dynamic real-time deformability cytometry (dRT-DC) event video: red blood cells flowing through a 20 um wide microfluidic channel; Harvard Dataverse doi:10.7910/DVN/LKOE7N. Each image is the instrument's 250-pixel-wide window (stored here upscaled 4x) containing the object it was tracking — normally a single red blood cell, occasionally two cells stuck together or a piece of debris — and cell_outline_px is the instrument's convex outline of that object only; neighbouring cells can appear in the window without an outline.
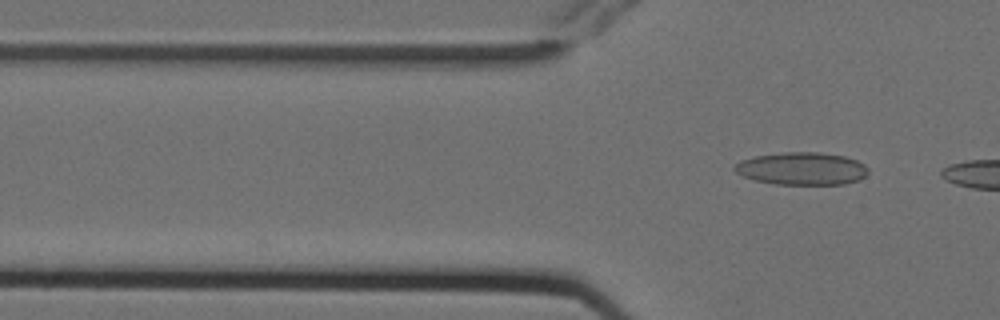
{"species": "Egyptian fruit bat (a non-hibernating species)", "species_latin": "Rousettus aegyptiacus", "temperature_condition": "cold", "stored_images_in_passage": 4, "camera_frame_rate_fps": 3000, "um_per_image_px": 0.085, "animal": {"sex": "female"}, "frame": {"image": 1, "passage_image": 4, "time_ms": 1.0, "image_size_px": [1000, 320], "cell_outline_px": [[868, 172], [860, 180], [844, 184], [776, 184], [756, 180], [744, 176], [736, 172], [732, 168], [740, 160], [756, 156], [784, 152], [820, 152], [844, 156], [856, 160], [864, 164], [868, 168]], "centroid_in_image_um": [68.17, 14.33], "position_along_channel_um": 57.6, "area_um2": 25.32}}